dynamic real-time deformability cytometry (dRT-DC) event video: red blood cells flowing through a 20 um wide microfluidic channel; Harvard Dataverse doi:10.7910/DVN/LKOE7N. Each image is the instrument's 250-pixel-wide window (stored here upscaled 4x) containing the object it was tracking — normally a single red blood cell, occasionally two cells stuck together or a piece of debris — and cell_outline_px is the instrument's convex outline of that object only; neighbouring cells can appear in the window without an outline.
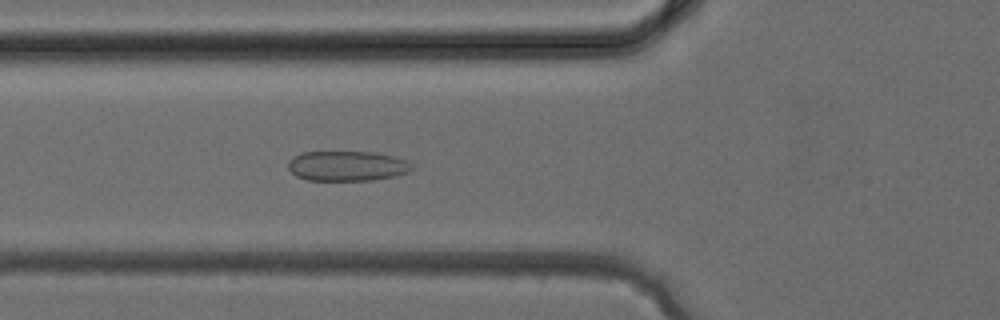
{"species": "common noctule bat (a hibernating species)", "species_latin": "Nyctalus noctula", "temperature_condition": "cold", "stored_images_in_passage": 38, "camera_frame_rate_fps": 3000, "um_per_image_px": 0.085, "animal": {"sex": "female", "body_mass_g": 24.6, "forearm_length_mm": 56.2}, "frame": {"image": 1, "passage_image": 14, "time_ms": 4.333, "image_size_px": [1000, 320], "cell_outline_px": [[412, 168], [408, 172], [396, 176], [372, 180], [308, 180], [296, 176], [288, 168], [288, 160], [292, 156], [300, 152], [376, 152], [396, 156], [408, 160], [412, 164]], "centroid_in_image_um": [29.51, 14.09], "position_along_channel_um": 96.3, "area_um2": 21.91}}
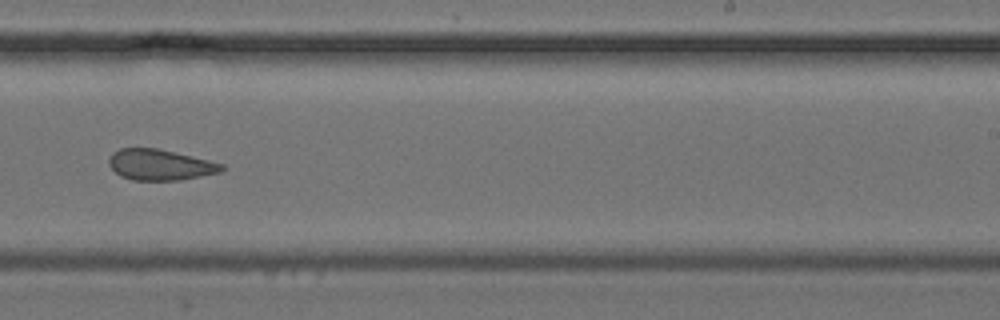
{"frame": {"image": 2, "passage_image": 24, "time_ms": 7.667, "image_size_px": [1000, 320], "cell_outline_px": [[224, 168], [220, 172], [180, 180], [132, 180], [120, 176], [108, 164], [108, 160], [112, 152], [120, 148], [156, 148], [208, 160], [224, 164]], "centroid_in_image_um": [13.57, 14.01], "position_along_channel_um": 275.4, "area_um2": 20.11}}
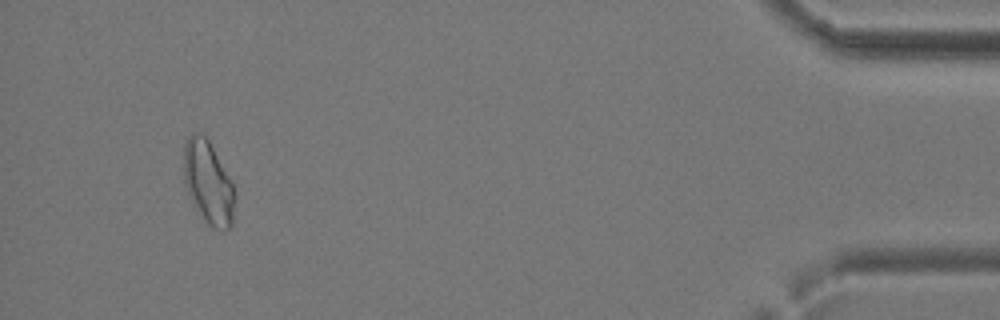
{"frame": {"image": 3, "passage_image": 36, "time_ms": 11.667, "image_size_px": [1000, 320], "cell_outline_px": [[236, 196], [232, 224], [228, 228], [212, 228], [204, 224], [184, 184], [184, 144], [188, 136], [192, 132], [204, 132], [232, 184], [236, 192]], "centroid_in_image_um": [17.69, 15.52], "position_along_channel_um": 417.5, "area_um2": 24.74}}